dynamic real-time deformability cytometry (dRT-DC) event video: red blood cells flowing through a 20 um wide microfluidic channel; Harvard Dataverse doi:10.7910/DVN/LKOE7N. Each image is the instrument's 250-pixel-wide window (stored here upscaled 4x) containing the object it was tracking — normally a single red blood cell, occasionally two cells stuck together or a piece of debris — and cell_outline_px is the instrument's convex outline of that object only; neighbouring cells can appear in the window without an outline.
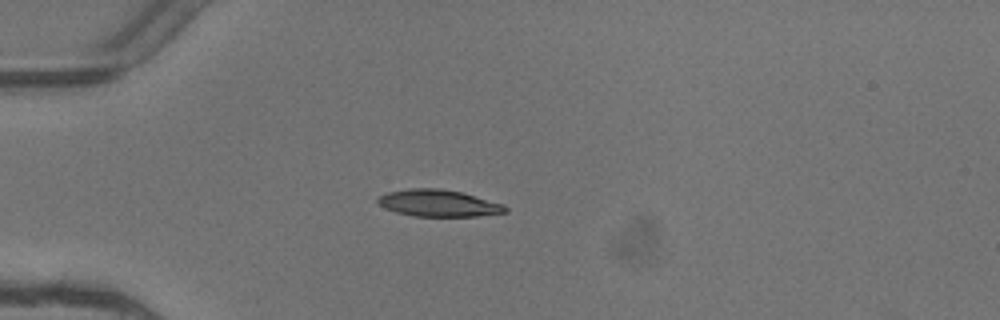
{"species": "common noctule bat (a hibernating species)", "species_latin": "Nyctalus noctula", "temperature_condition": "warm", "stored_images_in_passage": 1, "camera_frame_rate_fps": 3000, "um_per_image_px": 0.085, "animal": {"sex": "female"}, "frame": {"image": 1, "passage_image": 1, "time_ms": 0.0, "image_size_px": [1000, 320], "cell_outline_px": [[508, 212], [476, 216], [412, 216], [396, 212], [384, 208], [376, 200], [380, 196], [388, 192], [408, 188], [440, 188], [460, 192], [504, 204], [508, 208]], "centroid_in_image_um": [37.27, 17.27], "position_along_channel_um": 47.7, "area_um2": 19.88}}